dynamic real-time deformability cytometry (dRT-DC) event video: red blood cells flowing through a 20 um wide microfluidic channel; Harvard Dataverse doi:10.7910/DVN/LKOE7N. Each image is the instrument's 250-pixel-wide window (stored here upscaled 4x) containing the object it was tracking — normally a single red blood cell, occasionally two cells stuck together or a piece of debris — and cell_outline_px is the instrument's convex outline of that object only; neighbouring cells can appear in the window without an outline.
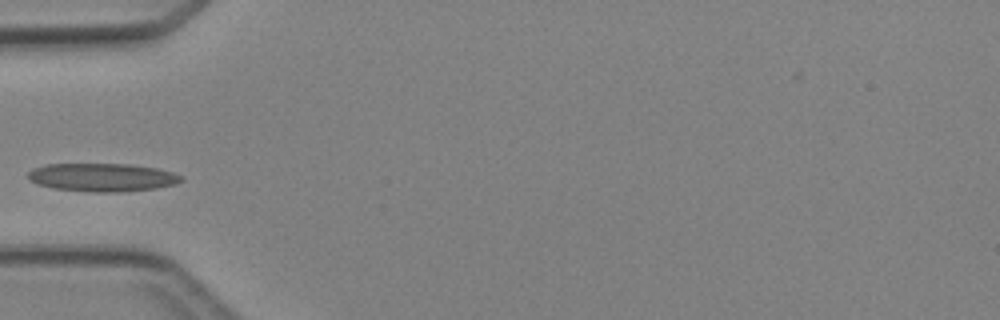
{"species": "Egyptian fruit bat (a non-hibernating species)", "species_latin": "Rousettus aegyptiacus", "temperature_condition": "cold", "stored_images_in_passage": 3, "camera_frame_rate_fps": 3000, "um_per_image_px": 0.085, "animal": {"sex": "female"}, "frame": {"image": 1, "passage_image": 3, "time_ms": 2.333, "image_size_px": [1000, 320], "cell_outline_px": [[184, 180], [176, 184], [156, 188], [120, 192], [92, 192], [52, 188], [36, 184], [28, 180], [28, 172], [32, 168], [48, 164], [128, 164], [156, 168], [172, 172], [184, 176]], "centroid_in_image_um": [8.69, 15.08], "position_along_channel_um": 76.3, "area_um2": 25.37}}